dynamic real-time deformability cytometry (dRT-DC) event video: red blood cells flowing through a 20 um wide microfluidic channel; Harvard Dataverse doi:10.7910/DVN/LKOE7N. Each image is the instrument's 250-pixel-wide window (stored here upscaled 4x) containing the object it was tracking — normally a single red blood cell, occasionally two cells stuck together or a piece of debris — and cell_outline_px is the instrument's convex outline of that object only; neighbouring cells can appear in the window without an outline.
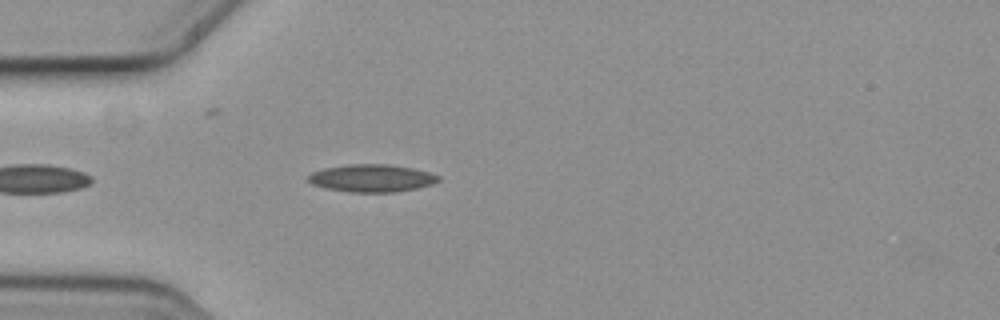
{"species": "common noctule bat (a hibernating species)", "species_latin": "Nyctalus noctula", "temperature_condition": "cold", "stored_images_in_passage": 2, "camera_frame_rate_fps": 3000, "um_per_image_px": 0.085, "animal": {"sex": "female", "body_mass_g": 19.3, "forearm_length_mm": 54.1}, "frame": {"image": 1, "passage_image": 2, "time_ms": 0.333, "image_size_px": [1000, 320], "cell_outline_px": [[440, 180], [432, 184], [416, 188], [396, 192], [348, 192], [324, 188], [312, 184], [308, 180], [308, 176], [312, 172], [324, 168], [348, 164], [388, 164], [412, 168], [428, 172], [440, 176]], "centroid_in_image_um": [31.58, 15.14], "position_along_channel_um": 53.4, "area_um2": 20.92}}